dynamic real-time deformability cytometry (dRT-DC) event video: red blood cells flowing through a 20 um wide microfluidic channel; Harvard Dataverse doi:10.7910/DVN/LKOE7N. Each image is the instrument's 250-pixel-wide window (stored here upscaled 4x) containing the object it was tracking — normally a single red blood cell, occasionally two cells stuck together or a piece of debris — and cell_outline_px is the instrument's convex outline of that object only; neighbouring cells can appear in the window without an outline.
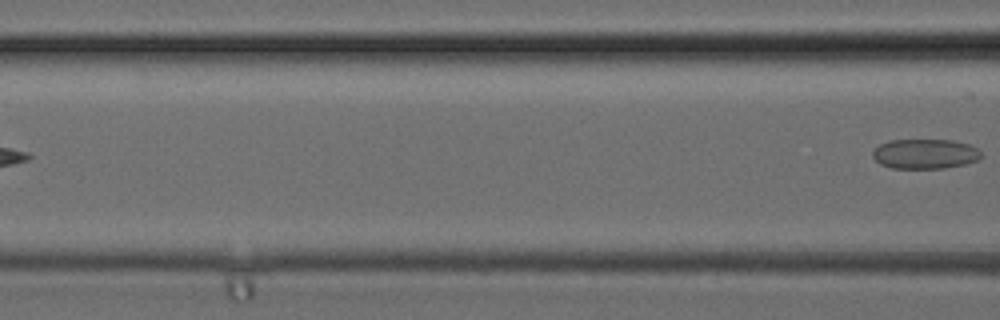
{"species": "common noctule bat (a hibernating species)", "species_latin": "Nyctalus noctula", "temperature_condition": "cold", "stored_images_in_passage": 5, "camera_frame_rate_fps": 3000, "um_per_image_px": 0.085, "animal": {"sex": "female", "body_mass_g": 24.6, "forearm_length_mm": 56.2}, "frame": {"image": 1, "passage_image": 5, "time_ms": 1.333, "image_size_px": [1000, 320], "cell_outline_px": [[984, 156], [976, 160], [964, 164], [944, 168], [892, 168], [880, 164], [872, 156], [872, 152], [880, 144], [888, 140], [952, 140], [968, 144], [976, 148]], "centroid_in_image_um": [78.61, 13.08], "position_along_channel_um": 88.0, "area_um2": 18.79}}